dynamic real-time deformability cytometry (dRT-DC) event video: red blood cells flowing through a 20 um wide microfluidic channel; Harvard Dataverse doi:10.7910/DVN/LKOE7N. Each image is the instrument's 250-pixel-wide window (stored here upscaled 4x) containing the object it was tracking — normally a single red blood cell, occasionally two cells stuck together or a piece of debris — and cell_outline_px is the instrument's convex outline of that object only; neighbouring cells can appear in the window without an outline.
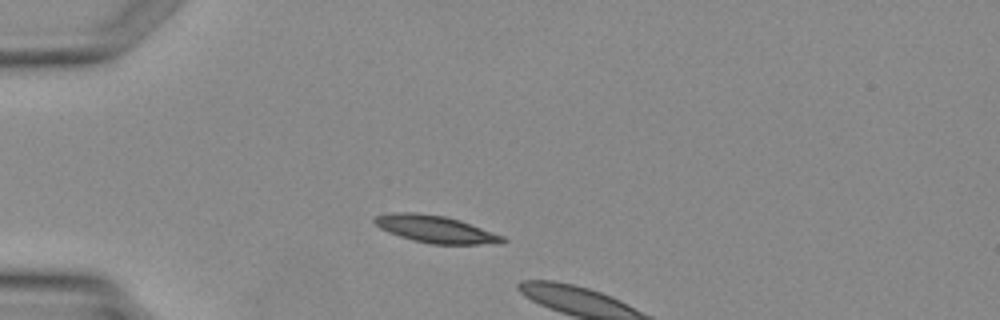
{"species": "Egyptian fruit bat (a non-hibernating species)", "species_latin": "Rousettus aegyptiacus", "temperature_condition": "warm", "stored_images_in_passage": 3, "camera_frame_rate_fps": 3000, "um_per_image_px": 0.085, "animal": {"sex": "female"}, "frame": {"image": 1, "passage_image": 2, "time_ms": 1.333, "image_size_px": [1000, 320], "cell_outline_px": [[508, 240], [504, 244], [432, 244], [412, 240], [388, 232], [380, 228], [372, 220], [376, 216], [392, 212], [416, 212], [444, 216], [460, 220], [504, 236]], "centroid_in_image_um": [37.05, 19.48], "position_along_channel_um": 47.9, "area_um2": 20.4}}